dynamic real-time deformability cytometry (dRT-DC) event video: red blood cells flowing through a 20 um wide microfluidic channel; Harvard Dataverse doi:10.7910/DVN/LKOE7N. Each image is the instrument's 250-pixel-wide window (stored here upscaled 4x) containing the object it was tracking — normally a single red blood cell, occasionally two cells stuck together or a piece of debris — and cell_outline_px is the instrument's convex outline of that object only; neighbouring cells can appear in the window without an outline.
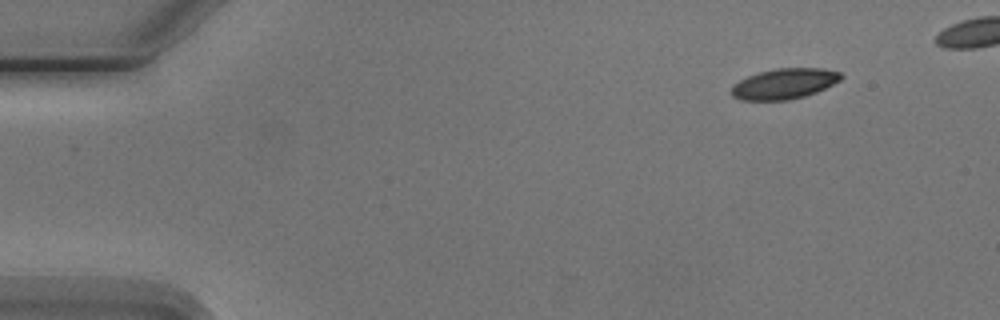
{"species": "Egyptian fruit bat (a non-hibernating species)", "species_latin": "Rousettus aegyptiacus", "temperature_condition": "cold", "stored_images_in_passage": 5, "camera_frame_rate_fps": 3000, "um_per_image_px": 0.085, "animal": {"sex": "male"}, "frame": {"image": 1, "passage_image": 1, "time_ms": 0.0, "image_size_px": [1000, 320], "cell_outline_px": [[844, 76], [840, 80], [816, 92], [804, 96], [788, 100], [740, 100], [732, 96], [732, 84], [756, 72], [776, 68], [824, 68], [840, 72]], "centroid_in_image_um": [66.65, 7.11], "position_along_channel_um": 18.4, "area_um2": 19.54}}